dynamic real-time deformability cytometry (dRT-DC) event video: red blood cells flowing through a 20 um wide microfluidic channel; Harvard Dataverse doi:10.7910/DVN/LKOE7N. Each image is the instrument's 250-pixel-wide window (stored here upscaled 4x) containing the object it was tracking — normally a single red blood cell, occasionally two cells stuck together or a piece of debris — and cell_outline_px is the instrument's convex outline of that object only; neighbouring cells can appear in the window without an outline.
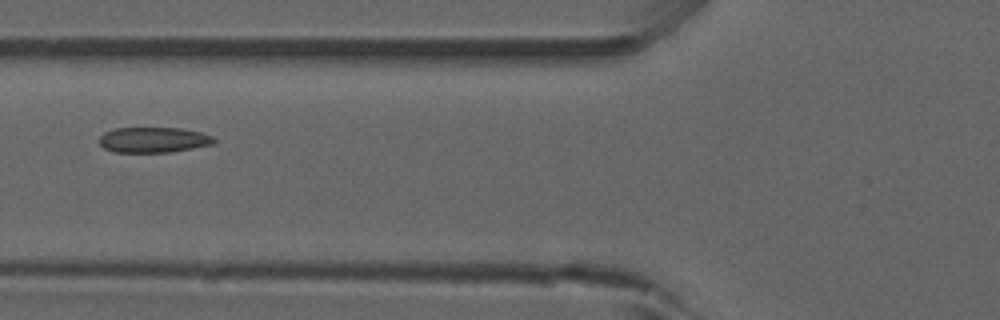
{"species": "common noctule bat (a hibernating species)", "species_latin": "Nyctalus noctula", "temperature_condition": "room temperature", "stored_images_in_passage": 38, "camera_frame_rate_fps": 3000, "um_per_image_px": 0.085, "animal": {"sex": "male", "forearm_length_mm": 52.5}, "frame": {"image": 1, "passage_image": 6, "time_ms": 1.667, "image_size_px": [1000, 320], "cell_outline_px": [[216, 144], [168, 152], [112, 152], [104, 148], [100, 144], [100, 136], [104, 132], [112, 128], [180, 128], [200, 132], [212, 136], [216, 140]], "centroid_in_image_um": [13.04, 11.88], "position_along_channel_um": 112.8, "area_um2": 17.05}, "authors_computed_cell_mechanics": {"area_um2": 17.1955, "velocity_mm_per_s": 3.8959, "shape_relaxation_time_tau1_ms": 7.6851, "shape_relaxation_time_tau2_ms": 1.7599, "deformation_change_tau1": 0.1218, "deformation_change_tau2": 0.0669}}